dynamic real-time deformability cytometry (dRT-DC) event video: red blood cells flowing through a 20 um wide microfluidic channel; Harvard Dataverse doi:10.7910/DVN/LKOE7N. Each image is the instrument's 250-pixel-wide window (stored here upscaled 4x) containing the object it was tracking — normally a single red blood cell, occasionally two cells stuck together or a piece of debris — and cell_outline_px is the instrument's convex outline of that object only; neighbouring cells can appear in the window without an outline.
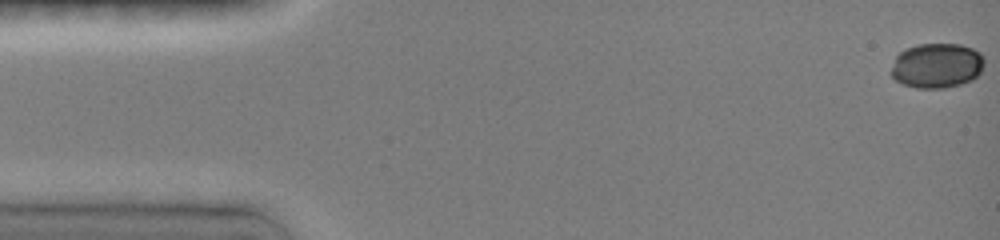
{"species": "common noctule bat (a hibernating species)", "species_latin": "Nyctalus noctula", "temperature_condition": "room temperature", "stored_images_in_passage": 29, "camera_frame_rate_fps": 3000, "um_per_image_px": 0.085, "animal": {"sex": "female", "body_mass_g": 19.0, "forearm_length_mm": 51.5}, "frame": {"image": 1, "passage_image": 1, "time_ms": 0.0, "image_size_px": [1000, 240], "cell_outline_px": [[984, 64], [980, 72], [972, 80], [960, 84], [944, 88], [916, 88], [904, 84], [896, 80], [892, 76], [892, 68], [896, 56], [904, 48], [920, 44], [960, 44], [972, 48], [980, 52], [984, 60]], "centroid_in_image_um": [79.64, 5.57], "position_along_channel_um": 5.4, "area_um2": 24.33}}
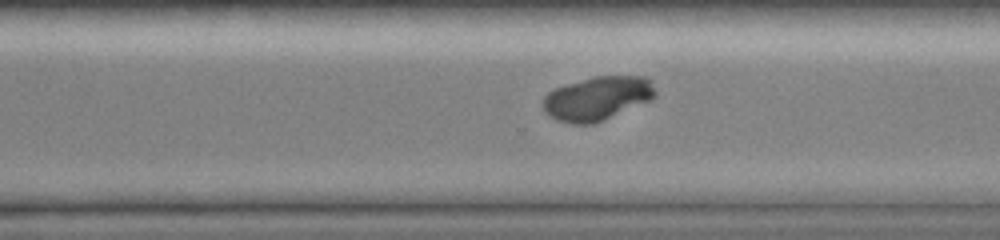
{"frame": {"image": 2, "passage_image": 22, "time_ms": 11.0, "image_size_px": [1000, 240], "cell_outline_px": [[656, 92], [648, 100], [596, 124], [572, 124], [556, 120], [548, 116], [544, 112], [540, 104], [544, 96], [548, 92], [556, 88], [568, 84], [596, 76], [648, 76]], "centroid_in_image_um": [50.7, 8.38], "position_along_channel_um": 319.9, "area_um2": 28.61}}
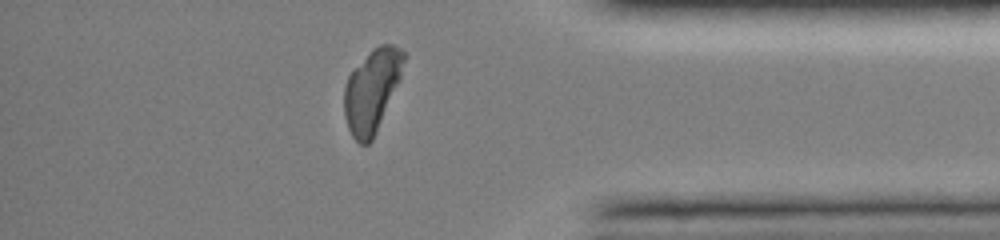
{"frame": {"image": 3, "passage_image": 27, "time_ms": 13.333, "image_size_px": [1000, 240], "cell_outline_px": [[404, 60], [400, 80], [372, 140], [368, 144], [360, 144], [352, 136], [348, 128], [344, 116], [344, 88], [348, 76], [372, 48], [380, 44], [392, 44], [400, 48], [404, 52]], "centroid_in_image_um": [31.6, 7.69], "position_along_channel_um": 403.6, "area_um2": 28.44}}